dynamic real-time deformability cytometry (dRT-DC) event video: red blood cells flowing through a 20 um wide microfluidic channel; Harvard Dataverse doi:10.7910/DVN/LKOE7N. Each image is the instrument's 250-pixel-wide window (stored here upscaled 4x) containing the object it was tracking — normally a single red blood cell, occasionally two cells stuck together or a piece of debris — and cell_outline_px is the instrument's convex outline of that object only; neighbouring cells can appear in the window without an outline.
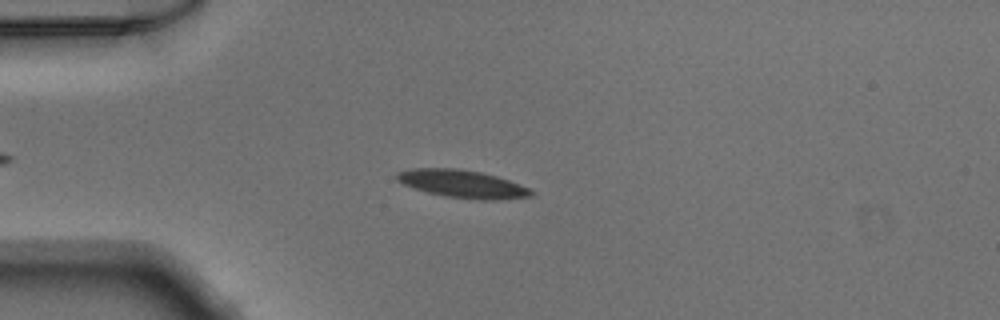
{"species": "Egyptian fruit bat (a non-hibernating species)", "species_latin": "Rousettus aegyptiacus", "temperature_condition": "warm", "stored_images_in_passage": 38, "camera_frame_rate_fps": 3000, "um_per_image_px": 0.085, "animal": {"sex": "male"}, "frame": {"image": 1, "passage_image": 9, "time_ms": 2.667, "image_size_px": [1000, 320], "cell_outline_px": [[536, 192], [532, 196], [500, 200], [480, 200], [444, 196], [428, 192], [404, 184], [396, 180], [396, 172], [412, 168], [456, 168], [480, 172], [496, 176], [508, 180], [528, 188]], "centroid_in_image_um": [39.31, 15.63], "position_along_channel_um": 45.7, "area_um2": 21.68}}
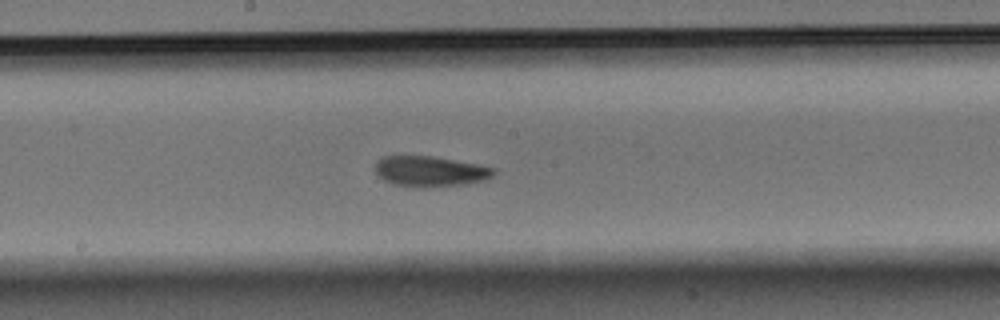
{"frame": {"image": 2, "passage_image": 23, "time_ms": 7.333, "image_size_px": [1000, 320], "cell_outline_px": [[496, 172], [492, 176], [484, 180], [468, 184], [424, 188], [396, 184], [384, 180], [376, 172], [376, 160], [384, 156], [432, 156], [476, 164], [496, 168]], "centroid_in_image_um": [36.59, 14.57], "position_along_channel_um": 211.6, "area_um2": 20.98}}
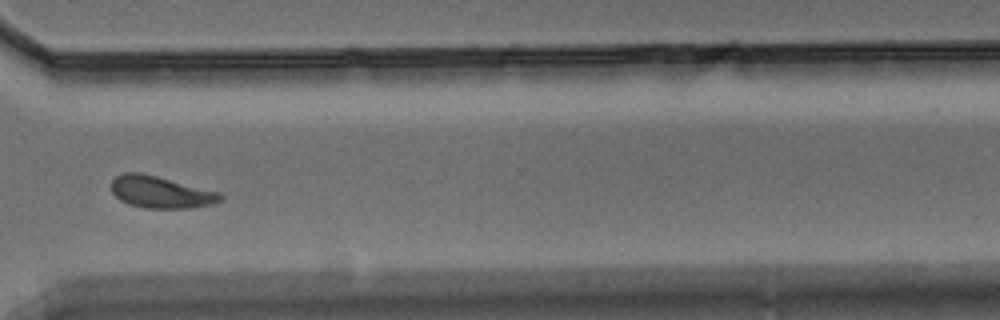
{"frame": {"image": 3, "passage_image": 34, "time_ms": 11.0, "image_size_px": [1000, 320], "cell_outline_px": [[224, 200], [212, 204], [188, 208], [144, 208], [128, 204], [120, 200], [112, 192], [112, 180], [116, 176], [124, 172], [140, 172], [220, 192], [224, 196]], "centroid_in_image_um": [13.67, 16.33], "position_along_channel_um": 356.9, "area_um2": 20.29}}